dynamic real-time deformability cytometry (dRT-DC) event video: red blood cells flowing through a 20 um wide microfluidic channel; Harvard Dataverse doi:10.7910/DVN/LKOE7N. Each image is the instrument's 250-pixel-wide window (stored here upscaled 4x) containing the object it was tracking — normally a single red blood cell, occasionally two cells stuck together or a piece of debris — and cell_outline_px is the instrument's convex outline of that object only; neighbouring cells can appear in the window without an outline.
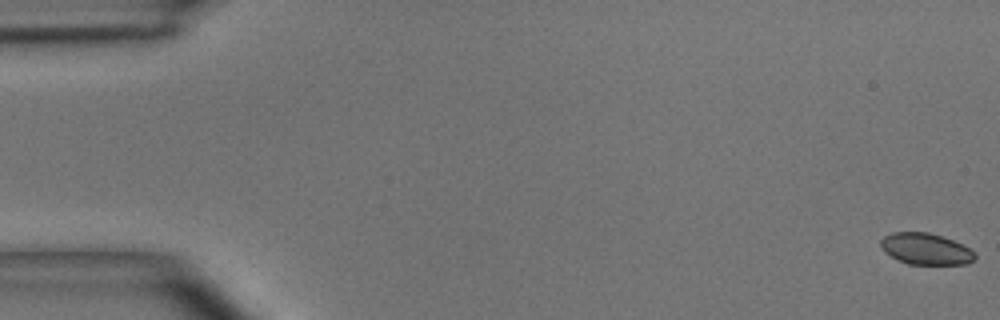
{"species": "common noctule bat (a hibernating species)", "species_latin": "Nyctalus noctula", "temperature_condition": "room temperature", "stored_images_in_passage": 51, "camera_frame_rate_fps": 3000, "um_per_image_px": 0.085, "animal": {"sex": "male", "body_mass_g": 15.6}, "frame": {"image": 1, "passage_image": 1, "time_ms": 0.0, "image_size_px": [1000, 320], "cell_outline_px": [[976, 256], [968, 264], [908, 264], [884, 252], [880, 244], [880, 240], [884, 236], [892, 232], [928, 232], [952, 240], [976, 252]], "centroid_in_image_um": [78.67, 21.15], "position_along_channel_um": 6.3, "area_um2": 17.05}}
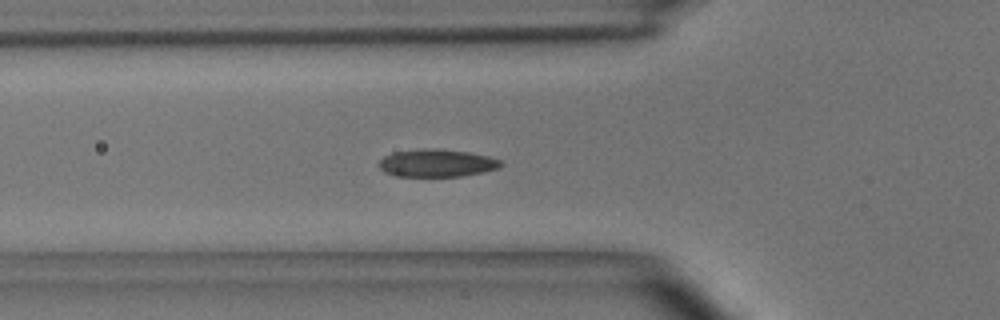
{"frame": {"image": 2, "passage_image": 18, "time_ms": 5.667, "image_size_px": [1000, 320], "cell_outline_px": [[504, 164], [500, 168], [484, 172], [464, 176], [396, 176], [384, 172], [380, 168], [380, 160], [384, 156], [392, 152], [424, 148], [440, 148], [468, 152], [488, 156], [500, 160]], "centroid_in_image_um": [37.15, 13.85], "position_along_channel_um": 88.6, "area_um2": 19.83}}
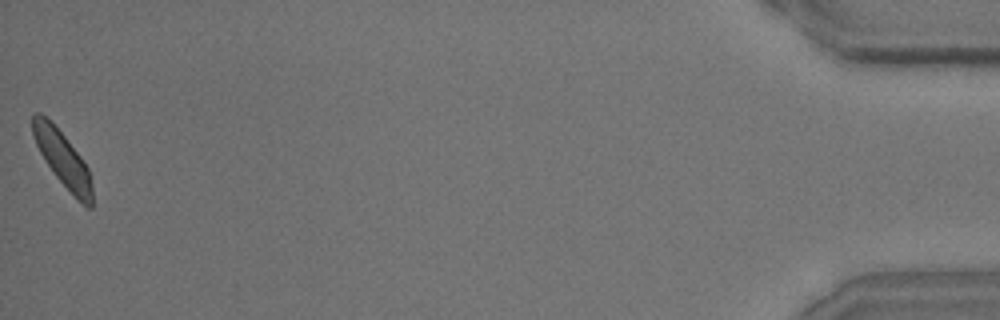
{"frame": {"image": 3, "passage_image": 51, "time_ms": 16.667, "image_size_px": [1000, 320], "cell_outline_px": [[92, 208], [88, 208], [56, 176], [40, 152], [36, 144], [32, 132], [32, 116], [36, 112], [40, 112], [64, 136], [80, 156], [88, 168], [92, 184]], "centroid_in_image_um": [5.33, 13.49], "position_along_channel_um": 429.9, "area_um2": 18.26}, "authors_computed_cell_mechanics": {"area_um2": 19.1318, "velocity_mm_per_s": 3.9612, "shape_relaxation_time_tau1_ms": 2.5099, "shape_relaxation_time_tau2_ms": 1.2476, "deformation_change_tau1": 0.0966, "deformation_change_tau2": 0.0408}}